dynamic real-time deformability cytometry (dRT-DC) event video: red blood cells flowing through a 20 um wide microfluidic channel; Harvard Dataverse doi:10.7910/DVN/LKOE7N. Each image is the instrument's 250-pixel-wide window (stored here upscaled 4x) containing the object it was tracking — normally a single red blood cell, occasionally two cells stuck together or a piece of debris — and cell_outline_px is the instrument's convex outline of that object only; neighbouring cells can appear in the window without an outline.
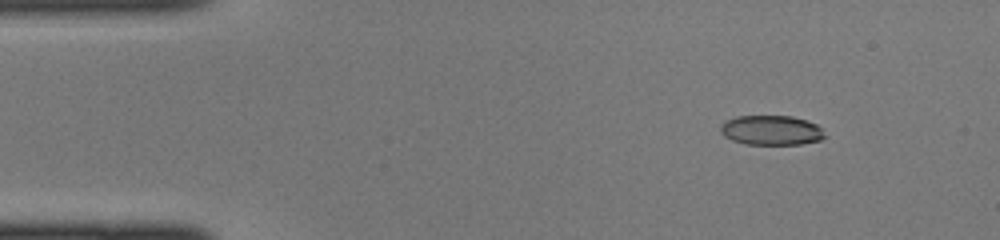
{"species": "common noctule bat (a hibernating species)", "species_latin": "Nyctalus noctula", "temperature_condition": "cold", "stored_images_in_passage": 40, "camera_frame_rate_fps": 3000, "um_per_image_px": 0.085, "animal": {"sex": "female", "body_mass_g": 22.0, "forearm_length_mm": 56.7}, "frame": {"image": 1, "passage_image": 1, "time_ms": 0.0, "image_size_px": [1000, 240], "cell_outline_px": [[828, 136], [820, 140], [800, 144], [744, 144], [732, 140], [724, 136], [720, 132], [720, 124], [724, 120], [736, 116], [792, 116], [816, 124]], "centroid_in_image_um": [65.52, 11.07], "position_along_channel_um": 19.5, "area_um2": 18.15}}
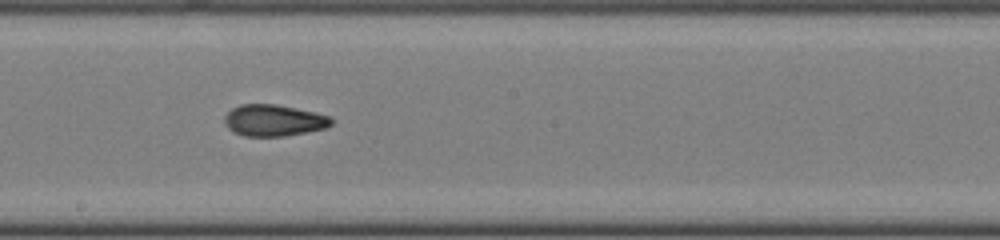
{"frame": {"image": 2, "passage_image": 20, "time_ms": 6.333, "image_size_px": [1000, 240], "cell_outline_px": [[332, 124], [324, 128], [284, 136], [244, 136], [228, 128], [224, 120], [224, 116], [232, 108], [240, 104], [276, 104], [316, 112], [332, 116]], "centroid_in_image_um": [23.27, 10.22], "position_along_channel_um": 224.9, "area_um2": 19.54}}
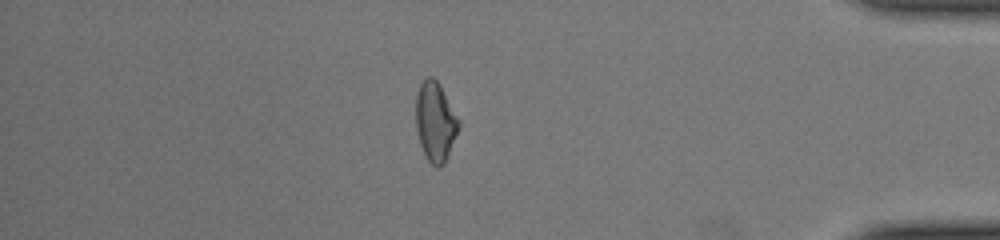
{"frame": {"image": 3, "passage_image": 34, "time_ms": 11.0, "image_size_px": [1000, 240], "cell_outline_px": [[460, 128], [444, 164], [440, 168], [436, 168], [428, 160], [420, 144], [416, 128], [416, 96], [420, 84], [428, 76], [432, 76], [440, 84], [460, 120]], "centroid_in_image_um": [37.02, 10.35], "position_along_channel_um": 398.2, "area_um2": 19.94}}